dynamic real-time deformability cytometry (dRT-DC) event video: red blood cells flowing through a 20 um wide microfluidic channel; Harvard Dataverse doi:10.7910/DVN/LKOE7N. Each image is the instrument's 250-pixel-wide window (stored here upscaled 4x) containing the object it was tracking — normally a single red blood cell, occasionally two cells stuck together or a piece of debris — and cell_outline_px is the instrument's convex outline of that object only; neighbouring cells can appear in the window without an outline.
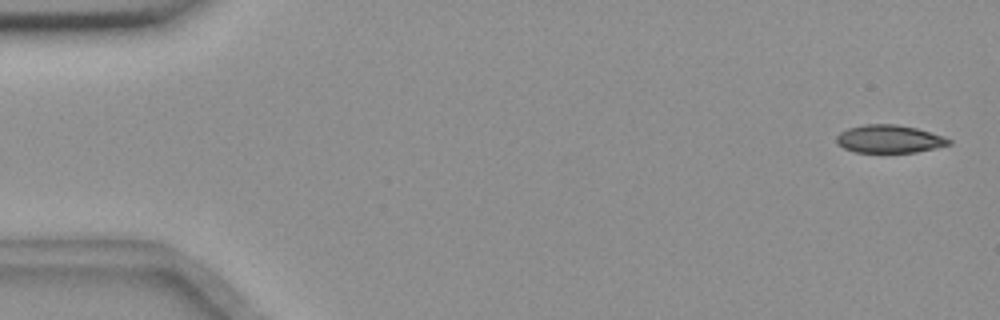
{"species": "common noctule bat (a hibernating species)", "species_latin": "Nyctalus noctula", "temperature_condition": "room temperature", "stored_images_in_passage": 56, "camera_frame_rate_fps": 3000, "um_per_image_px": 0.085, "animal": {"sex": "female", "body_mass_g": 18.4}, "frame": {"image": 1, "passage_image": 2, "time_ms": 0.333, "image_size_px": [1000, 320], "cell_outline_px": [[952, 144], [936, 148], [916, 152], [856, 152], [844, 148], [836, 144], [836, 136], [840, 132], [848, 128], [864, 124], [896, 124], [916, 128], [944, 136], [952, 140]], "centroid_in_image_um": [75.59, 11.81], "position_along_channel_um": 9.4, "area_um2": 18.38}}
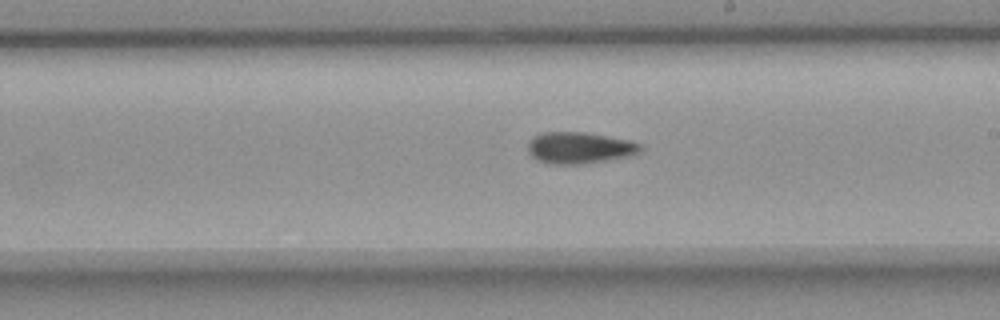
{"frame": {"image": 2, "passage_image": 32, "time_ms": 10.333, "image_size_px": [1000, 320], "cell_outline_px": [[644, 148], [636, 156], [580, 164], [548, 164], [532, 156], [528, 152], [528, 140], [532, 136], [540, 132], [584, 132], [632, 140], [640, 144]], "centroid_in_image_um": [49.3, 12.56], "position_along_channel_um": 239.7, "area_um2": 21.1}}
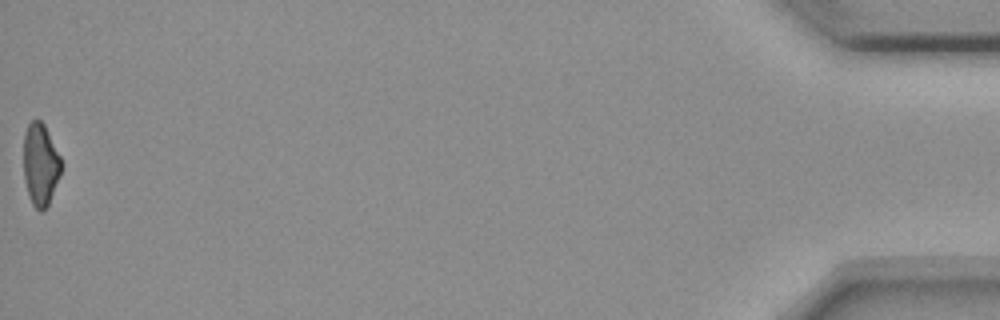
{"frame": {"image": 3, "passage_image": 56, "time_ms": 18.333, "image_size_px": [1000, 320], "cell_outline_px": [[64, 164], [60, 176], [48, 204], [40, 212], [32, 204], [24, 180], [24, 136], [28, 124], [32, 120], [40, 120], [44, 124]], "centroid_in_image_um": [3.46, 13.97], "position_along_channel_um": 431.7, "area_um2": 17.98}}